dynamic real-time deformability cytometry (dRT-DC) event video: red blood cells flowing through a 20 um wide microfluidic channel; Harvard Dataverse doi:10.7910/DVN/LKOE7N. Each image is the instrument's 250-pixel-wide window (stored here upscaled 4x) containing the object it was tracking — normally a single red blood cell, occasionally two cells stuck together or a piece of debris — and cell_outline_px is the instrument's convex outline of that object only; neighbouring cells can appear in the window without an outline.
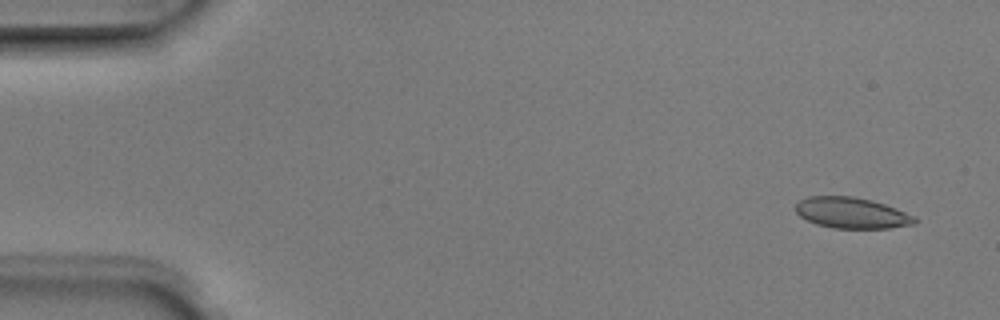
{"species": "Egyptian fruit bat (a non-hibernating species)", "species_latin": "Rousettus aegyptiacus", "temperature_condition": "room temperature", "stored_images_in_passage": 5, "camera_frame_rate_fps": 3000, "um_per_image_px": 0.085, "animal": {"sex": "male"}, "frame": {"image": 1, "passage_image": 1, "time_ms": 0.0, "image_size_px": [1000, 320], "cell_outline_px": [[916, 224], [888, 228], [832, 228], [816, 224], [800, 216], [796, 212], [796, 204], [800, 200], [808, 196], [852, 196], [872, 200], [884, 204], [916, 216]], "centroid_in_image_um": [72.4, 18.09], "position_along_channel_um": 12.6, "area_um2": 21.44}}
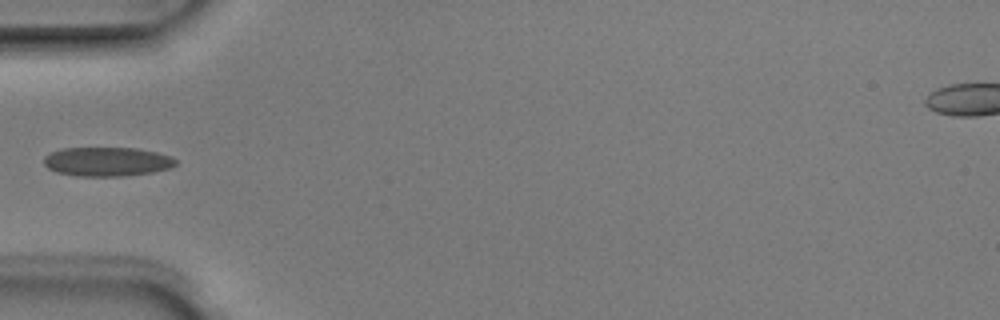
{"frame": {"image": 2, "passage_image": 4, "time_ms": 1.0, "image_size_px": [1000, 320], "cell_outline_px": [[176, 164], [172, 168], [152, 172], [124, 176], [76, 176], [56, 172], [48, 168], [44, 164], [44, 156], [52, 152], [64, 148], [136, 148], [156, 152], [172, 156], [176, 160]], "centroid_in_image_um": [9.11, 13.74], "position_along_channel_um": 75.9, "area_um2": 22.43}}
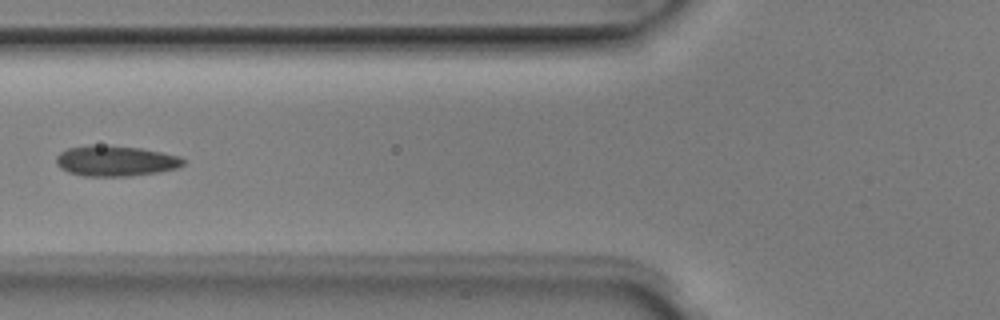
{"frame": {"image": 3, "passage_image": 5, "time_ms": 1.333, "image_size_px": [1000, 320], "cell_outline_px": [[184, 164], [180, 168], [160, 172], [128, 176], [84, 176], [68, 172], [60, 168], [56, 164], [56, 156], [60, 152], [68, 148], [88, 144], [140, 148], [180, 156], [184, 160]], "centroid_in_image_um": [9.81, 13.68], "position_along_channel_um": 116.0, "area_um2": 22.72}}